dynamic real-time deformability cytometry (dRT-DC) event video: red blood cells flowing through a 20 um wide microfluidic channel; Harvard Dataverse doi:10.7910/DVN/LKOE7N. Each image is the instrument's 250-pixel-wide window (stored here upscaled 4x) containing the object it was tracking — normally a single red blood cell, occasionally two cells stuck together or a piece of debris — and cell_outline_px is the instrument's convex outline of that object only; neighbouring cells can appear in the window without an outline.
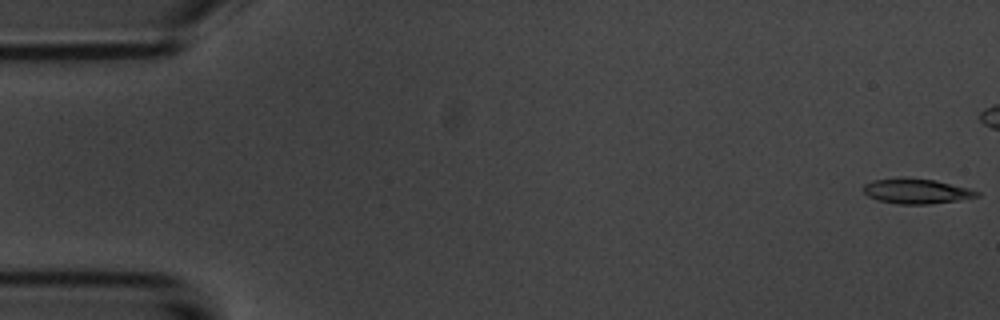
{"species": "common noctule bat (a hibernating species)", "species_latin": "Nyctalus noctula", "temperature_condition": "room temperature", "stored_images_in_passage": 9, "camera_frame_rate_fps": 3000, "um_per_image_px": 0.085, "animal": {"sex": "male", "body_mass_g": 20.1, "forearm_length_mm": 53.5}, "frame": {"image": 1, "passage_image": 1, "time_ms": 0.0, "image_size_px": [1000, 320], "cell_outline_px": [[980, 196], [960, 200], [928, 204], [896, 204], [876, 200], [868, 196], [860, 188], [864, 184], [872, 180], [900, 176], [936, 180], [968, 188], [980, 192]], "centroid_in_image_um": [77.84, 16.23], "position_along_channel_um": 7.2, "area_um2": 16.99}}